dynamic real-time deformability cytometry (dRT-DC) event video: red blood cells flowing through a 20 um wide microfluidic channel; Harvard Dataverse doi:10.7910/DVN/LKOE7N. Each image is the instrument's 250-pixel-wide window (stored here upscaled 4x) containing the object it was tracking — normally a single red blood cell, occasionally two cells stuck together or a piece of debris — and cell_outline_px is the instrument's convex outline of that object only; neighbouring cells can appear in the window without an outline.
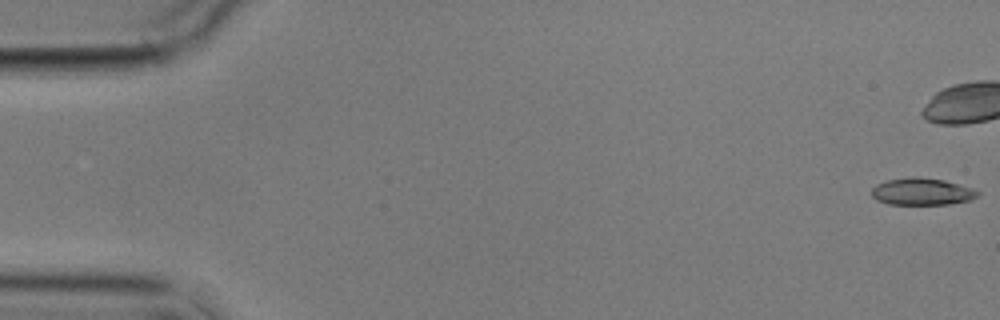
{"species": "common noctule bat (a hibernating species)", "species_latin": "Nyctalus noctula", "temperature_condition": "cold", "stored_images_in_passage": 7, "camera_frame_rate_fps": 3000, "um_per_image_px": 0.085, "animal": {"sex": "male", "body_mass_g": 17.9}, "frame": {"image": 1, "passage_image": 1, "time_ms": 0.0, "image_size_px": [1000, 320], "cell_outline_px": [[980, 192], [972, 200], [948, 204], [888, 204], [876, 200], [872, 196], [872, 188], [876, 184], [888, 180], [912, 176], [916, 176], [944, 180], [972, 188]], "centroid_in_image_um": [78.35, 16.28], "position_along_channel_um": 6.6, "area_um2": 16.7}}
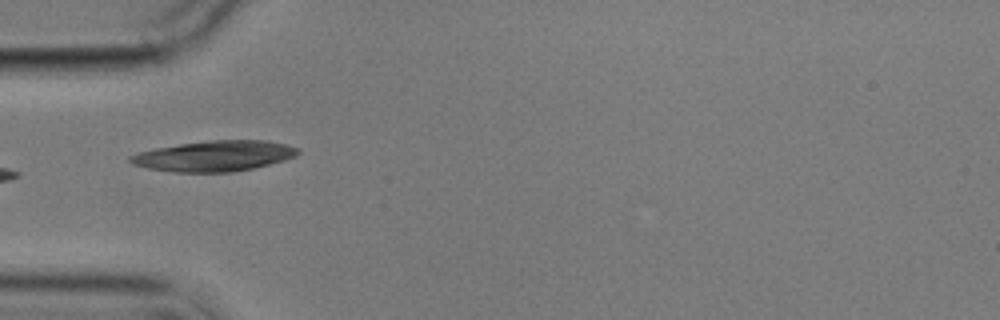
{"frame": {"image": 2, "passage_image": 6, "time_ms": 6.333, "image_size_px": [1000, 320], "cell_outline_px": [[300, 152], [296, 156], [284, 160], [252, 168], [232, 172], [176, 172], [148, 168], [132, 164], [128, 160], [128, 156], [140, 152], [156, 148], [180, 144], [208, 140], [268, 140], [300, 148]], "centroid_in_image_um": [18.23, 13.25], "position_along_channel_um": 66.8, "area_um2": 29.77}}
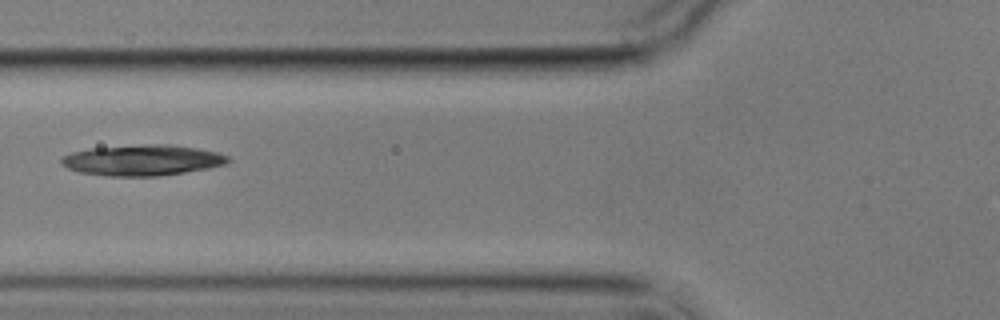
{"frame": {"image": 3, "passage_image": 7, "time_ms": 7.667, "image_size_px": [1000, 320], "cell_outline_px": [[232, 160], [228, 164], [208, 168], [184, 172], [156, 176], [108, 176], [80, 172], [68, 168], [60, 164], [60, 160], [64, 156], [72, 152], [88, 148], [144, 144], [168, 144], [196, 148], [216, 152], [228, 156]], "centroid_in_image_um": [12.1, 13.61], "position_along_channel_um": 113.7, "area_um2": 29.94}}